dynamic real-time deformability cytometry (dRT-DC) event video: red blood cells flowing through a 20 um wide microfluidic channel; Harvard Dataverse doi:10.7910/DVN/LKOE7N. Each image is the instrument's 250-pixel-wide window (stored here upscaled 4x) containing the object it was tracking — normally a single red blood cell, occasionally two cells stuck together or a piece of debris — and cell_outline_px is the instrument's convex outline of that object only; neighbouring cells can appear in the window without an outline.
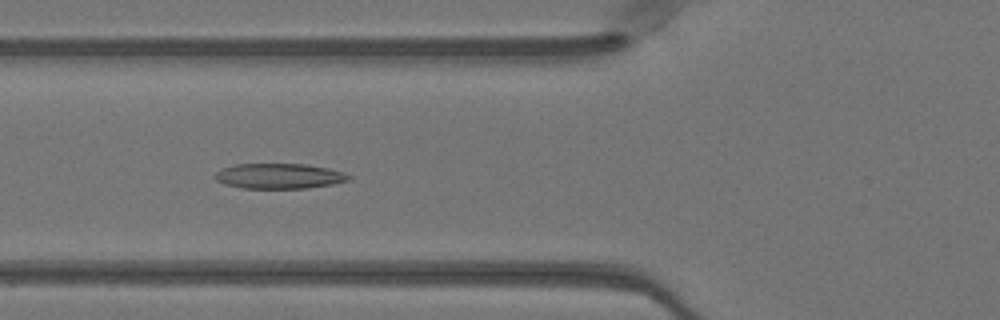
{"species": "Egyptian fruit bat (a non-hibernating species)", "species_latin": "Rousettus aegyptiacus", "temperature_condition": "warm", "stored_images_in_passage": 50, "camera_frame_rate_fps": 3000, "um_per_image_px": 0.085, "animal": {"sex": "female"}, "frame": {"image": 1, "passage_image": 19, "time_ms": 6.0, "image_size_px": [1000, 320], "cell_outline_px": [[352, 176], [348, 180], [332, 184], [304, 188], [240, 188], [224, 184], [216, 180], [212, 176], [216, 172], [224, 168], [236, 164], [304, 164], [328, 168], [344, 172]], "centroid_in_image_um": [23.7, 14.96], "position_along_channel_um": 102.1, "area_um2": 19.59}}
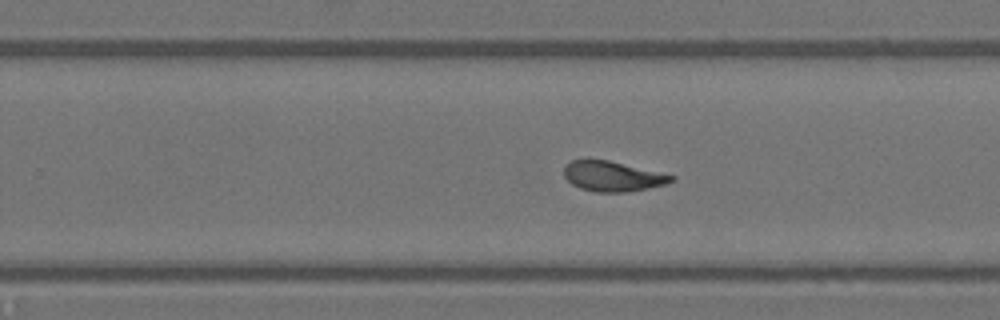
{"frame": {"image": 2, "passage_image": 32, "time_ms": 10.333, "image_size_px": [1000, 320], "cell_outline_px": [[676, 180], [664, 184], [648, 188], [628, 192], [596, 192], [580, 188], [572, 184], [564, 176], [564, 168], [572, 160], [608, 160], [676, 176]], "centroid_in_image_um": [52.09, 15.0], "position_along_channel_um": 277.7, "area_um2": 18.61}}
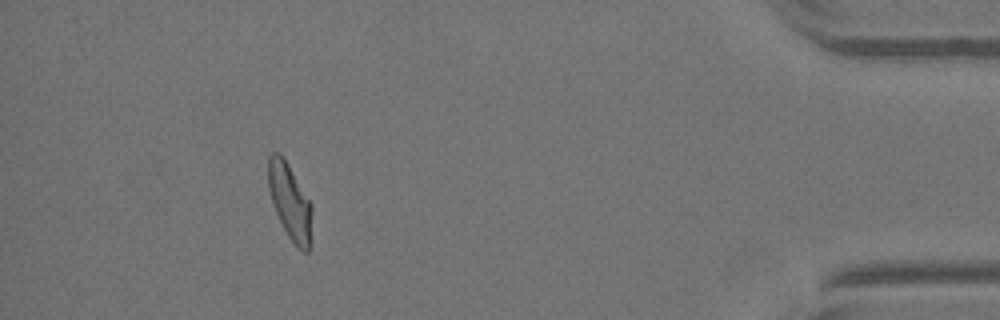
{"frame": {"image": 3, "passage_image": 46, "time_ms": 15.0, "image_size_px": [1000, 320], "cell_outline_px": [[312, 212], [308, 252], [304, 252], [296, 248], [288, 236], [272, 204], [268, 188], [268, 156], [272, 152], [280, 152], [284, 156], [312, 204]], "centroid_in_image_um": [24.63, 17.09], "position_along_channel_um": 410.6, "area_um2": 19.42}, "authors_computed_cell_mechanics": {"area_um2": 19.6231, "velocity_mm_per_s": 4.0609, "shape_relaxation_time_tau1_ms": 5.4409, "shape_relaxation_time_tau2_ms": 1.7309, "deformation_change_tau1": 0.2088, "deformation_change_tau2": 0.0972}}